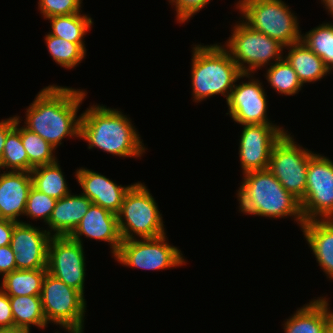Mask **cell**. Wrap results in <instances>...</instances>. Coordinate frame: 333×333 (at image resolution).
<instances>
[{"label": "cell", "instance_id": "6da1fadb", "mask_svg": "<svg viewBox=\"0 0 333 333\" xmlns=\"http://www.w3.org/2000/svg\"><path fill=\"white\" fill-rule=\"evenodd\" d=\"M85 91L55 84L46 86L26 109L23 126L54 149L65 137H80L81 114L77 117V112L86 98Z\"/></svg>", "mask_w": 333, "mask_h": 333}, {"label": "cell", "instance_id": "7a4b0ae2", "mask_svg": "<svg viewBox=\"0 0 333 333\" xmlns=\"http://www.w3.org/2000/svg\"><path fill=\"white\" fill-rule=\"evenodd\" d=\"M118 109L92 105L81 114L80 139L88 149H100L119 157L139 158L145 153L143 140L130 118Z\"/></svg>", "mask_w": 333, "mask_h": 333}, {"label": "cell", "instance_id": "3957f363", "mask_svg": "<svg viewBox=\"0 0 333 333\" xmlns=\"http://www.w3.org/2000/svg\"><path fill=\"white\" fill-rule=\"evenodd\" d=\"M242 180L236 193L239 211L274 219L290 216L300 227L305 223L300 201L268 169L247 172Z\"/></svg>", "mask_w": 333, "mask_h": 333}, {"label": "cell", "instance_id": "277c9868", "mask_svg": "<svg viewBox=\"0 0 333 333\" xmlns=\"http://www.w3.org/2000/svg\"><path fill=\"white\" fill-rule=\"evenodd\" d=\"M191 84L194 102L215 95L228 100L238 80L245 77L228 51L220 44L194 45L192 48Z\"/></svg>", "mask_w": 333, "mask_h": 333}, {"label": "cell", "instance_id": "5b68a950", "mask_svg": "<svg viewBox=\"0 0 333 333\" xmlns=\"http://www.w3.org/2000/svg\"><path fill=\"white\" fill-rule=\"evenodd\" d=\"M241 19L285 47L301 40L298 17L282 0H239Z\"/></svg>", "mask_w": 333, "mask_h": 333}, {"label": "cell", "instance_id": "8992f818", "mask_svg": "<svg viewBox=\"0 0 333 333\" xmlns=\"http://www.w3.org/2000/svg\"><path fill=\"white\" fill-rule=\"evenodd\" d=\"M158 209L146 185L135 182L126 193L117 214L122 240L156 238L166 234L162 213Z\"/></svg>", "mask_w": 333, "mask_h": 333}, {"label": "cell", "instance_id": "52a82bcc", "mask_svg": "<svg viewBox=\"0 0 333 333\" xmlns=\"http://www.w3.org/2000/svg\"><path fill=\"white\" fill-rule=\"evenodd\" d=\"M237 22L228 41L226 40L225 45L222 46L228 51L243 74L254 75L255 71L257 72L260 68L272 65L284 58L282 53L285 46L283 44L253 29L241 18Z\"/></svg>", "mask_w": 333, "mask_h": 333}, {"label": "cell", "instance_id": "ba28073f", "mask_svg": "<svg viewBox=\"0 0 333 333\" xmlns=\"http://www.w3.org/2000/svg\"><path fill=\"white\" fill-rule=\"evenodd\" d=\"M84 296L47 272L40 294L47 324L59 325L69 333H84L87 305Z\"/></svg>", "mask_w": 333, "mask_h": 333}, {"label": "cell", "instance_id": "9c48e42d", "mask_svg": "<svg viewBox=\"0 0 333 333\" xmlns=\"http://www.w3.org/2000/svg\"><path fill=\"white\" fill-rule=\"evenodd\" d=\"M297 144L291 133L286 132L272 149L268 170L301 201L306 192L309 159L314 153Z\"/></svg>", "mask_w": 333, "mask_h": 333}, {"label": "cell", "instance_id": "30bf717a", "mask_svg": "<svg viewBox=\"0 0 333 333\" xmlns=\"http://www.w3.org/2000/svg\"><path fill=\"white\" fill-rule=\"evenodd\" d=\"M166 239L164 234L156 238L122 240L114 258L124 266L152 271L186 265L180 249Z\"/></svg>", "mask_w": 333, "mask_h": 333}, {"label": "cell", "instance_id": "8fae6325", "mask_svg": "<svg viewBox=\"0 0 333 333\" xmlns=\"http://www.w3.org/2000/svg\"><path fill=\"white\" fill-rule=\"evenodd\" d=\"M304 221L333 219V161L314 153L308 163L306 192L300 201Z\"/></svg>", "mask_w": 333, "mask_h": 333}, {"label": "cell", "instance_id": "7c38bea8", "mask_svg": "<svg viewBox=\"0 0 333 333\" xmlns=\"http://www.w3.org/2000/svg\"><path fill=\"white\" fill-rule=\"evenodd\" d=\"M83 244L68 236L51 237L48 244L47 272L84 295L86 266Z\"/></svg>", "mask_w": 333, "mask_h": 333}, {"label": "cell", "instance_id": "4fadbf2b", "mask_svg": "<svg viewBox=\"0 0 333 333\" xmlns=\"http://www.w3.org/2000/svg\"><path fill=\"white\" fill-rule=\"evenodd\" d=\"M242 127L238 154L243 174L268 169L272 149L287 131L276 124H246Z\"/></svg>", "mask_w": 333, "mask_h": 333}, {"label": "cell", "instance_id": "5bb4252c", "mask_svg": "<svg viewBox=\"0 0 333 333\" xmlns=\"http://www.w3.org/2000/svg\"><path fill=\"white\" fill-rule=\"evenodd\" d=\"M252 77V74H245L246 79L250 78L248 82L235 83L226 101L229 110L226 114L241 125L273 124L267 117L268 101L262 82Z\"/></svg>", "mask_w": 333, "mask_h": 333}, {"label": "cell", "instance_id": "9a60e30c", "mask_svg": "<svg viewBox=\"0 0 333 333\" xmlns=\"http://www.w3.org/2000/svg\"><path fill=\"white\" fill-rule=\"evenodd\" d=\"M30 223L18 222L11 236L16 270L47 269L48 244L52 237L47 230Z\"/></svg>", "mask_w": 333, "mask_h": 333}, {"label": "cell", "instance_id": "2e32d148", "mask_svg": "<svg viewBox=\"0 0 333 333\" xmlns=\"http://www.w3.org/2000/svg\"><path fill=\"white\" fill-rule=\"evenodd\" d=\"M83 235L86 238L107 242L115 256L122 243L117 214L92 203L88 212L68 237L83 244L81 238Z\"/></svg>", "mask_w": 333, "mask_h": 333}, {"label": "cell", "instance_id": "e0dca14e", "mask_svg": "<svg viewBox=\"0 0 333 333\" xmlns=\"http://www.w3.org/2000/svg\"><path fill=\"white\" fill-rule=\"evenodd\" d=\"M76 181L83 189V195L91 200L93 204L118 214L126 193L134 185H117L101 173H96L87 168H79L75 173Z\"/></svg>", "mask_w": 333, "mask_h": 333}, {"label": "cell", "instance_id": "ac0fdd59", "mask_svg": "<svg viewBox=\"0 0 333 333\" xmlns=\"http://www.w3.org/2000/svg\"><path fill=\"white\" fill-rule=\"evenodd\" d=\"M0 173V219L22 222L32 185L30 172L2 171Z\"/></svg>", "mask_w": 333, "mask_h": 333}, {"label": "cell", "instance_id": "d6986e66", "mask_svg": "<svg viewBox=\"0 0 333 333\" xmlns=\"http://www.w3.org/2000/svg\"><path fill=\"white\" fill-rule=\"evenodd\" d=\"M91 204V200L82 193L72 195L70 192L57 200L46 224L50 228L47 232L52 237L69 236L88 212Z\"/></svg>", "mask_w": 333, "mask_h": 333}, {"label": "cell", "instance_id": "ffe728a7", "mask_svg": "<svg viewBox=\"0 0 333 333\" xmlns=\"http://www.w3.org/2000/svg\"><path fill=\"white\" fill-rule=\"evenodd\" d=\"M301 230L318 265L333 280V219L306 221Z\"/></svg>", "mask_w": 333, "mask_h": 333}, {"label": "cell", "instance_id": "44dd1931", "mask_svg": "<svg viewBox=\"0 0 333 333\" xmlns=\"http://www.w3.org/2000/svg\"><path fill=\"white\" fill-rule=\"evenodd\" d=\"M332 320L333 310H330L328 299L318 297L298 308L284 322L283 329L285 333H324Z\"/></svg>", "mask_w": 333, "mask_h": 333}, {"label": "cell", "instance_id": "7402d4cb", "mask_svg": "<svg viewBox=\"0 0 333 333\" xmlns=\"http://www.w3.org/2000/svg\"><path fill=\"white\" fill-rule=\"evenodd\" d=\"M288 54L284 58L297 73L299 81L304 84L321 80L330 74V70L324 65L323 60L310 50L303 41H298L286 46Z\"/></svg>", "mask_w": 333, "mask_h": 333}, {"label": "cell", "instance_id": "603a6c76", "mask_svg": "<svg viewBox=\"0 0 333 333\" xmlns=\"http://www.w3.org/2000/svg\"><path fill=\"white\" fill-rule=\"evenodd\" d=\"M14 326L30 333L31 325L45 329L48 327L43 312L40 295L9 296Z\"/></svg>", "mask_w": 333, "mask_h": 333}, {"label": "cell", "instance_id": "cb8c5ba5", "mask_svg": "<svg viewBox=\"0 0 333 333\" xmlns=\"http://www.w3.org/2000/svg\"><path fill=\"white\" fill-rule=\"evenodd\" d=\"M47 269L14 270L6 274L0 288L8 296L40 295Z\"/></svg>", "mask_w": 333, "mask_h": 333}, {"label": "cell", "instance_id": "d4e9b609", "mask_svg": "<svg viewBox=\"0 0 333 333\" xmlns=\"http://www.w3.org/2000/svg\"><path fill=\"white\" fill-rule=\"evenodd\" d=\"M58 162L35 167L30 172L33 187L56 200L71 192Z\"/></svg>", "mask_w": 333, "mask_h": 333}, {"label": "cell", "instance_id": "484cf974", "mask_svg": "<svg viewBox=\"0 0 333 333\" xmlns=\"http://www.w3.org/2000/svg\"><path fill=\"white\" fill-rule=\"evenodd\" d=\"M50 20L51 32L49 34L68 40L72 43H84V36L93 25V19L86 14L76 13L70 15L53 16Z\"/></svg>", "mask_w": 333, "mask_h": 333}, {"label": "cell", "instance_id": "4316f807", "mask_svg": "<svg viewBox=\"0 0 333 333\" xmlns=\"http://www.w3.org/2000/svg\"><path fill=\"white\" fill-rule=\"evenodd\" d=\"M45 36L48 52L60 67L71 69L85 59L87 49L84 43H72L49 33Z\"/></svg>", "mask_w": 333, "mask_h": 333}, {"label": "cell", "instance_id": "83f0119b", "mask_svg": "<svg viewBox=\"0 0 333 333\" xmlns=\"http://www.w3.org/2000/svg\"><path fill=\"white\" fill-rule=\"evenodd\" d=\"M15 127L7 134L5 146L0 161V170L29 172L27 152L22 145L20 137V116H17Z\"/></svg>", "mask_w": 333, "mask_h": 333}, {"label": "cell", "instance_id": "f1b7e54d", "mask_svg": "<svg viewBox=\"0 0 333 333\" xmlns=\"http://www.w3.org/2000/svg\"><path fill=\"white\" fill-rule=\"evenodd\" d=\"M301 41L323 60L330 72L333 70V23H322L306 34L301 33Z\"/></svg>", "mask_w": 333, "mask_h": 333}, {"label": "cell", "instance_id": "f546056e", "mask_svg": "<svg viewBox=\"0 0 333 333\" xmlns=\"http://www.w3.org/2000/svg\"><path fill=\"white\" fill-rule=\"evenodd\" d=\"M20 137L22 145L27 152L29 172L35 167L52 164L58 160L56 156H54L55 149L37 133L31 132L21 126Z\"/></svg>", "mask_w": 333, "mask_h": 333}, {"label": "cell", "instance_id": "4dcf8cb0", "mask_svg": "<svg viewBox=\"0 0 333 333\" xmlns=\"http://www.w3.org/2000/svg\"><path fill=\"white\" fill-rule=\"evenodd\" d=\"M266 80L278 94L295 95L303 85L289 62L283 58L273 63L266 72Z\"/></svg>", "mask_w": 333, "mask_h": 333}, {"label": "cell", "instance_id": "1f68e13d", "mask_svg": "<svg viewBox=\"0 0 333 333\" xmlns=\"http://www.w3.org/2000/svg\"><path fill=\"white\" fill-rule=\"evenodd\" d=\"M57 200L35 189L33 186L28 195L24 216L44 220L47 224Z\"/></svg>", "mask_w": 333, "mask_h": 333}, {"label": "cell", "instance_id": "d6a6232c", "mask_svg": "<svg viewBox=\"0 0 333 333\" xmlns=\"http://www.w3.org/2000/svg\"><path fill=\"white\" fill-rule=\"evenodd\" d=\"M38 9L44 19L81 13L82 3L79 0H38ZM81 11V12H80Z\"/></svg>", "mask_w": 333, "mask_h": 333}, {"label": "cell", "instance_id": "836d02e7", "mask_svg": "<svg viewBox=\"0 0 333 333\" xmlns=\"http://www.w3.org/2000/svg\"><path fill=\"white\" fill-rule=\"evenodd\" d=\"M168 2L175 6L176 20L182 24L200 12L210 0H169Z\"/></svg>", "mask_w": 333, "mask_h": 333}, {"label": "cell", "instance_id": "e575fe53", "mask_svg": "<svg viewBox=\"0 0 333 333\" xmlns=\"http://www.w3.org/2000/svg\"><path fill=\"white\" fill-rule=\"evenodd\" d=\"M14 327L9 296L0 288V328Z\"/></svg>", "mask_w": 333, "mask_h": 333}, {"label": "cell", "instance_id": "d590c367", "mask_svg": "<svg viewBox=\"0 0 333 333\" xmlns=\"http://www.w3.org/2000/svg\"><path fill=\"white\" fill-rule=\"evenodd\" d=\"M16 270L15 253L10 245L0 247V274L2 278Z\"/></svg>", "mask_w": 333, "mask_h": 333}, {"label": "cell", "instance_id": "8d00e7d4", "mask_svg": "<svg viewBox=\"0 0 333 333\" xmlns=\"http://www.w3.org/2000/svg\"><path fill=\"white\" fill-rule=\"evenodd\" d=\"M17 223L9 219H0V247L11 244L12 232Z\"/></svg>", "mask_w": 333, "mask_h": 333}, {"label": "cell", "instance_id": "74e56055", "mask_svg": "<svg viewBox=\"0 0 333 333\" xmlns=\"http://www.w3.org/2000/svg\"><path fill=\"white\" fill-rule=\"evenodd\" d=\"M16 115L0 121V161L5 146L7 134L15 127Z\"/></svg>", "mask_w": 333, "mask_h": 333}, {"label": "cell", "instance_id": "f35d334b", "mask_svg": "<svg viewBox=\"0 0 333 333\" xmlns=\"http://www.w3.org/2000/svg\"><path fill=\"white\" fill-rule=\"evenodd\" d=\"M0 333H28L26 330L16 326L9 328H0Z\"/></svg>", "mask_w": 333, "mask_h": 333}, {"label": "cell", "instance_id": "ab89813d", "mask_svg": "<svg viewBox=\"0 0 333 333\" xmlns=\"http://www.w3.org/2000/svg\"><path fill=\"white\" fill-rule=\"evenodd\" d=\"M324 4L325 9L328 10V13L333 17V0H321Z\"/></svg>", "mask_w": 333, "mask_h": 333}, {"label": "cell", "instance_id": "60d3db41", "mask_svg": "<svg viewBox=\"0 0 333 333\" xmlns=\"http://www.w3.org/2000/svg\"><path fill=\"white\" fill-rule=\"evenodd\" d=\"M324 333H333V320L329 323V325L326 327Z\"/></svg>", "mask_w": 333, "mask_h": 333}]
</instances>
